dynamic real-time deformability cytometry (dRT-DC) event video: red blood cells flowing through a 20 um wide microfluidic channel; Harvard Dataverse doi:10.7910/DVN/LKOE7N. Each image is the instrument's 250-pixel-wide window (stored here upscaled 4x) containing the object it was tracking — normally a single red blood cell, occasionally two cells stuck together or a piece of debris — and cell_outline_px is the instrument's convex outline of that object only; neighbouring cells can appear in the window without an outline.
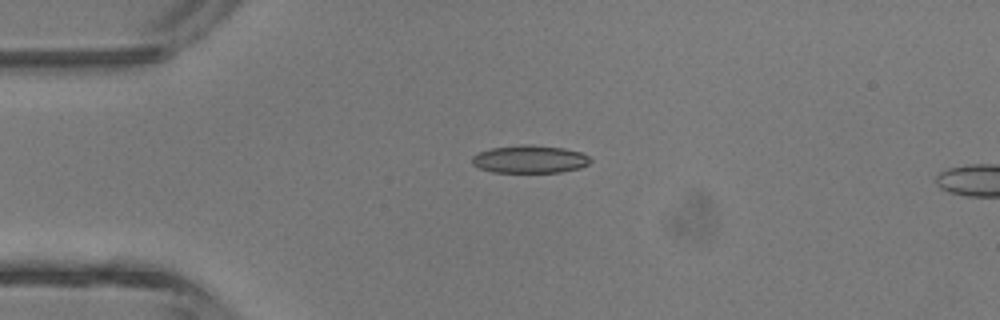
{"species": "common noctule bat (a hibernating species)", "species_latin": "Nyctalus noctula", "temperature_condition": "room temperature", "stored_images_in_passage": 2, "camera_frame_rate_fps": 3000, "um_per_image_px": 0.085, "animal": {"sex": "male", "body_mass_g": 13.3}, "frame": {"image": 1, "passage_image": 1, "time_ms": 0.0, "image_size_px": [1000, 320], "cell_outline_px": [[592, 160], [588, 164], [580, 168], [560, 172], [492, 172], [480, 168], [472, 164], [472, 156], [480, 152], [492, 148], [524, 144], [532, 144], [564, 148], [580, 152], [588, 156]], "centroid_in_image_um": [45.04, 13.53], "position_along_channel_um": 40.0, "area_um2": 19.13}}